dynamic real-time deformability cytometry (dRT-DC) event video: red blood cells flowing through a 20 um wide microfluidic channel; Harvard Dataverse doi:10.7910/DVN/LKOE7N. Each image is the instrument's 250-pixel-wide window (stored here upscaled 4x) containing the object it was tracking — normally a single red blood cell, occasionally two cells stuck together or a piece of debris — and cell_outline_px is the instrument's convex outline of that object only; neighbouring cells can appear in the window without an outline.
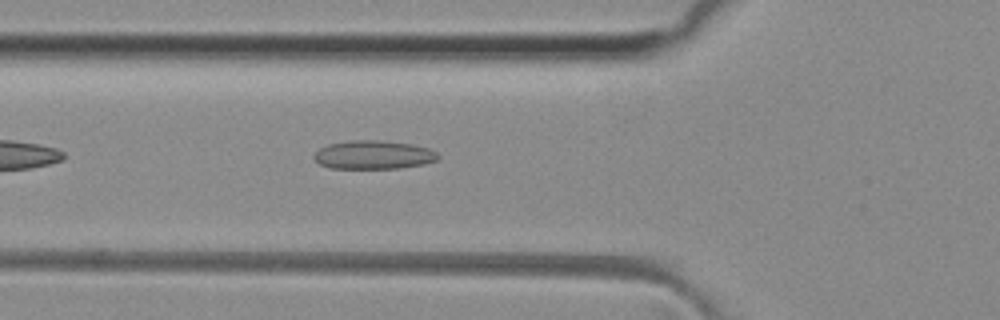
{"species": "common noctule bat (a hibernating species)", "species_latin": "Nyctalus noctula", "temperature_condition": "room temperature", "stored_images_in_passage": 37, "camera_frame_rate_fps": 3000, "um_per_image_px": 0.085, "animal": {"sex": "female", "body_mass_g": 29.2, "forearm_length_mm": 56.3}, "frame": {"image": 1, "passage_image": 5, "time_ms": 1.333, "image_size_px": [1000, 320], "cell_outline_px": [[440, 156], [436, 160], [424, 164], [400, 168], [328, 168], [320, 164], [312, 156], [320, 148], [328, 144], [352, 140], [380, 140], [412, 144], [428, 148], [436, 152]], "centroid_in_image_um": [31.74, 13.16], "position_along_channel_um": 94.1, "area_um2": 20.63}}
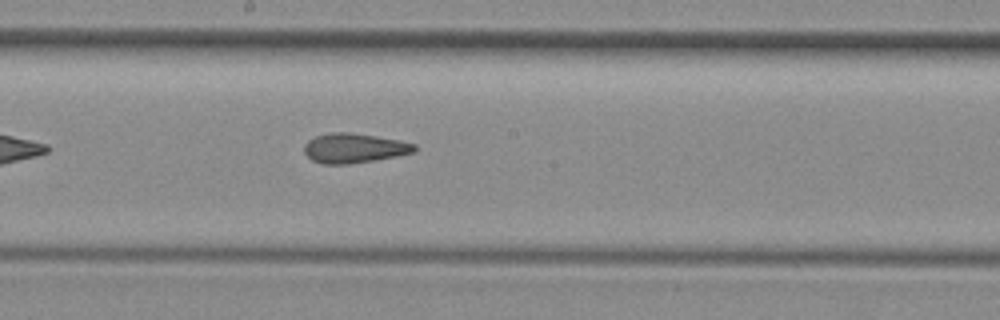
{"frame": {"image": 2, "passage_image": 14, "time_ms": 4.333, "image_size_px": [1000, 320], "cell_outline_px": [[416, 152], [396, 156], [348, 164], [324, 164], [312, 160], [304, 152], [304, 144], [308, 140], [316, 136], [332, 132], [348, 132], [376, 136], [400, 140], [416, 144]], "centroid_in_image_um": [30.1, 12.58], "position_along_channel_um": 218.1, "area_um2": 18.96}}
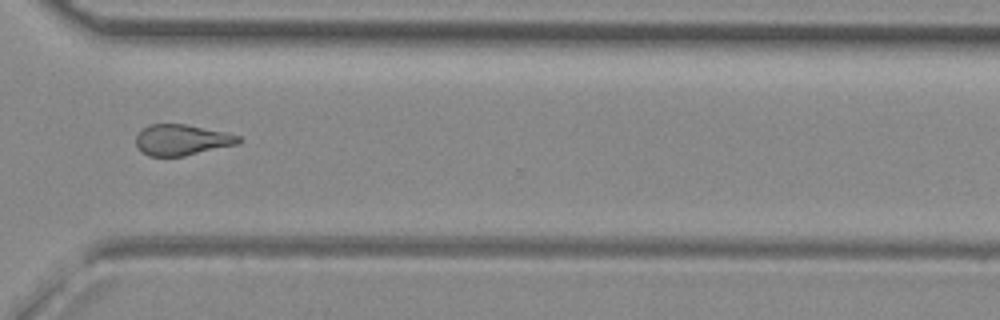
{"frame": {"image": 3, "passage_image": 24, "time_ms": 7.667, "image_size_px": [1000, 320], "cell_outline_px": [[240, 144], [184, 156], [148, 156], [136, 144], [136, 136], [148, 124], [184, 124], [224, 132], [240, 136]], "centroid_in_image_um": [15.47, 11.89], "position_along_channel_um": 355.1, "area_um2": 18.26}, "authors_computed_cell_mechanics": {"area_um2": 18.9584, "velocity_mm_per_s": 4.1208, "shape_relaxation_time_tau1_ms": null, "shape_relaxation_time_tau2_ms": 3.3634, "deformation_change_tau1": null, "deformation_change_tau2": 0.1272}}